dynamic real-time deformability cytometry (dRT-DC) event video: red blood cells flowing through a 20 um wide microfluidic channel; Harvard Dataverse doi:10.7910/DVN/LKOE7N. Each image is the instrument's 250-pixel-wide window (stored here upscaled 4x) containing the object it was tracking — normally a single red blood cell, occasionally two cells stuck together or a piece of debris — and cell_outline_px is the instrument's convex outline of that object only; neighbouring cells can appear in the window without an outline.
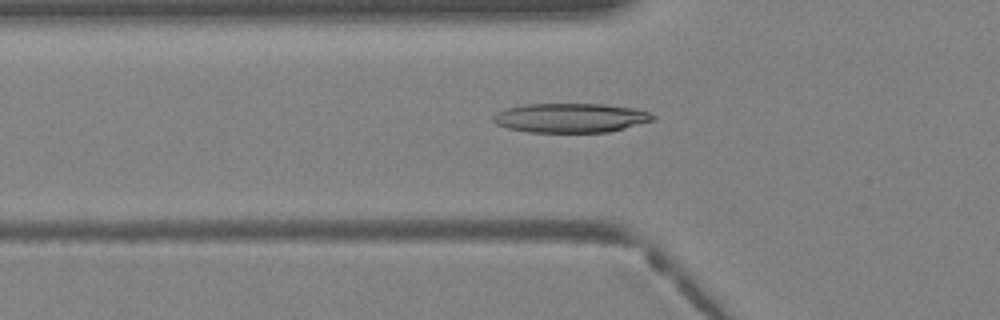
{"species": "Egyptian fruit bat (a non-hibernating species)", "species_latin": "Rousettus aegyptiacus", "temperature_condition": "warm", "stored_images_in_passage": 40, "camera_frame_rate_fps": 3000, "um_per_image_px": 0.085, "animal": {"sex": "female"}, "frame": {"image": 1, "passage_image": 14, "time_ms": 4.333, "image_size_px": [1000, 320], "cell_outline_px": [[656, 120], [608, 132], [528, 132], [508, 128], [496, 124], [492, 120], [492, 116], [496, 112], [508, 108], [528, 104], [604, 104], [636, 108], [648, 112], [656, 116]], "centroid_in_image_um": [48.52, 10.02], "position_along_channel_um": 77.3, "area_um2": 27.34}}
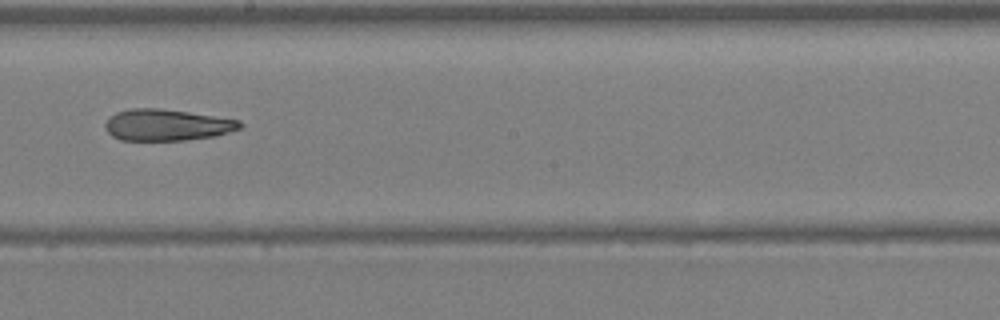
{"frame": {"image": 2, "passage_image": 23, "time_ms": 7.333, "image_size_px": [1000, 320], "cell_outline_px": [[244, 124], [240, 128], [228, 132], [212, 136], [184, 140], [120, 140], [112, 136], [104, 128], [104, 124], [116, 112], [132, 108], [160, 108], [188, 112], [240, 120]], "centroid_in_image_um": [14.16, 10.62], "position_along_channel_um": 234.0, "area_um2": 24.51}}
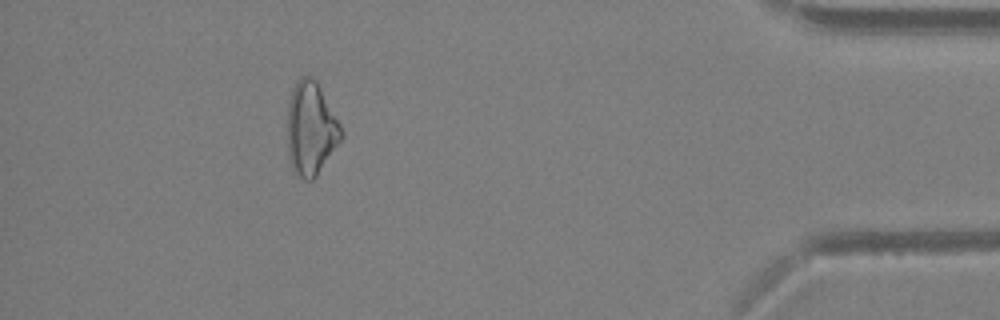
{"frame": {"image": 3, "passage_image": 36, "time_ms": 11.667, "image_size_px": [1000, 320], "cell_outline_px": [[344, 136], [316, 176], [312, 180], [304, 180], [292, 172], [288, 156], [288, 100], [292, 88], [296, 80], [300, 76], [312, 76], [316, 80], [340, 124], [344, 132]], "centroid_in_image_um": [26.41, 10.94], "position_along_channel_um": 408.8, "area_um2": 29.48}}